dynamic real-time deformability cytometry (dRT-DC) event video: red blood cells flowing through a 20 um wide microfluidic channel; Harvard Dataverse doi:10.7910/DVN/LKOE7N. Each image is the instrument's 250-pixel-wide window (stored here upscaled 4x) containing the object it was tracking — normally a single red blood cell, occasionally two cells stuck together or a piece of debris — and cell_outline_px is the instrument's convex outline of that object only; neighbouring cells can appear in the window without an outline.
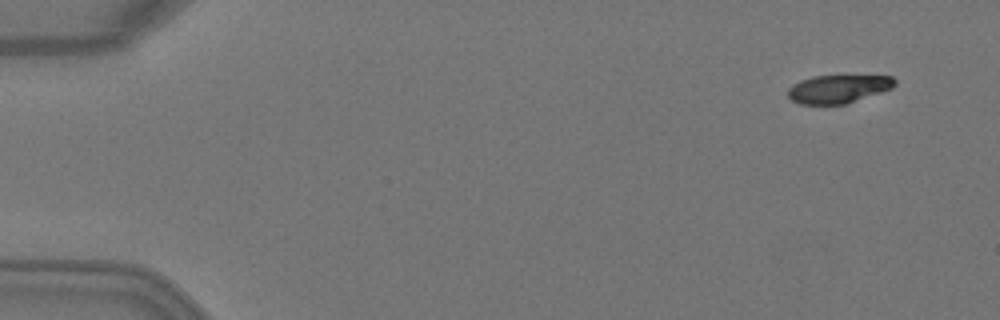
{"species": "Egyptian fruit bat (a non-hibernating species)", "species_latin": "Rousettus aegyptiacus", "temperature_condition": "warm", "stored_images_in_passage": 6, "camera_frame_rate_fps": 3000, "um_per_image_px": 0.085, "animal": {"sex": "female"}, "frame": {"image": 1, "passage_image": 1, "time_ms": 0.0, "image_size_px": [1000, 320], "cell_outline_px": [[896, 84], [892, 88], [844, 104], [800, 104], [792, 100], [788, 96], [788, 88], [792, 84], [800, 80], [812, 76], [892, 76], [896, 80]], "centroid_in_image_um": [71.22, 7.55], "position_along_channel_um": 13.8, "area_um2": 17.4}}
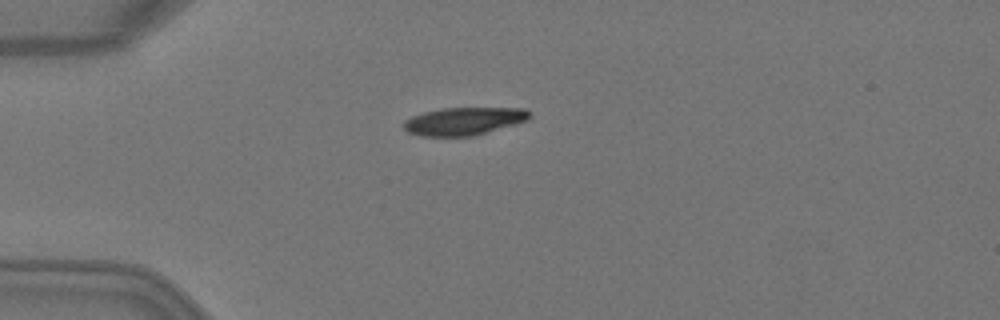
{"frame": {"image": 2, "passage_image": 3, "time_ms": 0.667, "image_size_px": [1000, 320], "cell_outline_px": [[532, 116], [528, 120], [516, 124], [472, 136], [420, 136], [408, 132], [404, 128], [404, 120], [412, 116], [424, 112], [444, 108], [524, 108], [532, 112]], "centroid_in_image_um": [39.46, 10.29], "position_along_channel_um": 45.5, "area_um2": 20.4}}
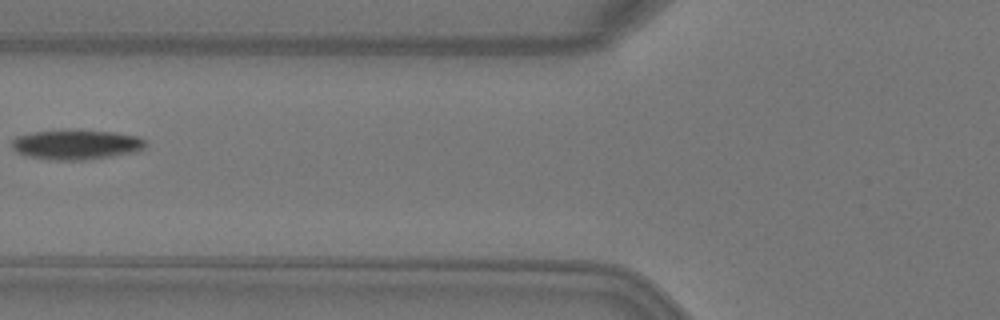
{"frame": {"image": 3, "passage_image": 5, "time_ms": 1.333, "image_size_px": [1000, 320], "cell_outline_px": [[148, 144], [144, 148], [136, 152], [92, 160], [48, 160], [24, 156], [16, 152], [12, 148], [12, 140], [16, 136], [32, 132], [72, 128], [76, 128], [116, 132], [140, 136]], "centroid_in_image_um": [6.49, 12.27], "position_along_channel_um": 119.3, "area_um2": 24.33}}